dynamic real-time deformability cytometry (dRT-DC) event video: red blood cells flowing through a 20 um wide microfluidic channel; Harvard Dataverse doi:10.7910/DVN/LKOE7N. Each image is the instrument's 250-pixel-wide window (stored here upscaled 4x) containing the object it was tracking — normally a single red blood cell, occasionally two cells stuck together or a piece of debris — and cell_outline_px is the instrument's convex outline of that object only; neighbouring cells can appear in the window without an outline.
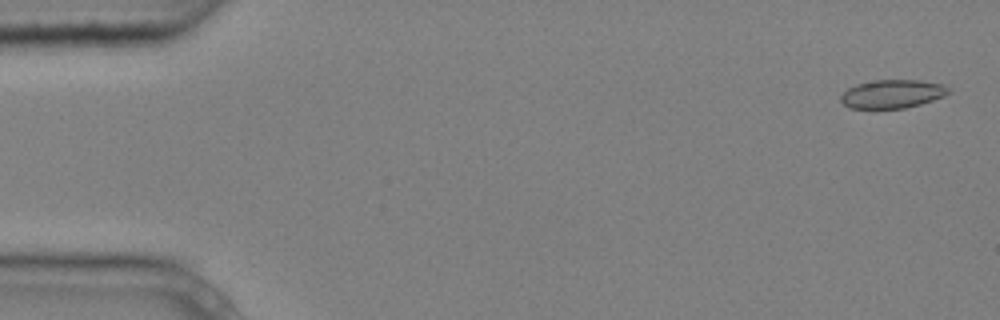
{"species": "common noctule bat (a hibernating species)", "species_latin": "Nyctalus noctula", "temperature_condition": "cold", "stored_images_in_passage": 5, "camera_frame_rate_fps": 3000, "um_per_image_px": 0.085, "animal": {"sex": "male", "body_mass_g": 20.4}, "frame": {"image": 1, "passage_image": 1, "time_ms": 0.0, "image_size_px": [1000, 320], "cell_outline_px": [[952, 92], [944, 96], [920, 104], [904, 108], [848, 108], [840, 100], [840, 96], [848, 88], [856, 84], [876, 80], [920, 80], [944, 84]], "centroid_in_image_um": [75.86, 7.98], "position_along_channel_um": 9.1, "area_um2": 17.86}}